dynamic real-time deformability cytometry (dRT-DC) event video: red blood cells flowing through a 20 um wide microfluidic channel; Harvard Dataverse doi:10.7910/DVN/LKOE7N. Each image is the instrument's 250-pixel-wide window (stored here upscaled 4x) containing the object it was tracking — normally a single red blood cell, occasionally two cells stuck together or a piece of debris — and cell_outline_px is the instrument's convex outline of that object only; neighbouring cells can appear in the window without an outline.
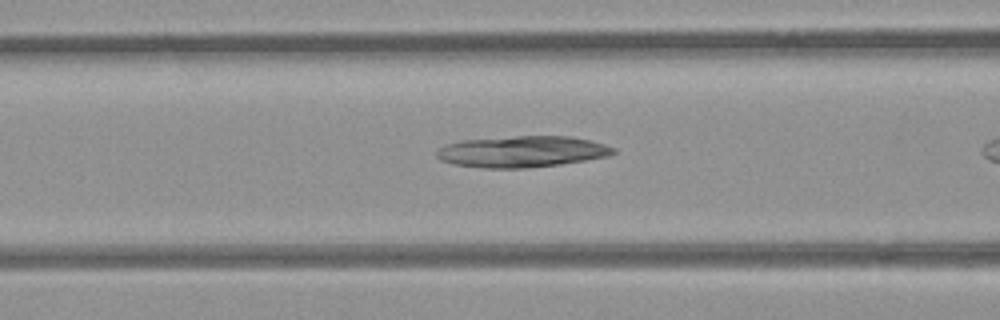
{"species": "common noctule bat (a hibernating species)", "species_latin": "Nyctalus noctula", "temperature_condition": "room temperature", "stored_images_in_passage": 4, "segment_of_instrument_passage": [2, 2], "camera_frame_rate_fps": 3000, "um_per_image_px": 0.085, "animal": {"sex": "female", "body_mass_g": 21.9}, "frame": {"image": 1, "passage_image": 4, "time_ms": 3.333, "image_size_px": [1000, 320], "cell_outline_px": [[616, 152], [608, 156], [560, 164], [524, 168], [484, 168], [452, 164], [440, 160], [436, 156], [436, 152], [440, 148], [448, 144], [460, 140], [516, 136], [568, 136], [592, 140], [616, 148]], "centroid_in_image_um": [44.37, 12.88], "position_along_channel_um": 122.2, "area_um2": 32.19}}